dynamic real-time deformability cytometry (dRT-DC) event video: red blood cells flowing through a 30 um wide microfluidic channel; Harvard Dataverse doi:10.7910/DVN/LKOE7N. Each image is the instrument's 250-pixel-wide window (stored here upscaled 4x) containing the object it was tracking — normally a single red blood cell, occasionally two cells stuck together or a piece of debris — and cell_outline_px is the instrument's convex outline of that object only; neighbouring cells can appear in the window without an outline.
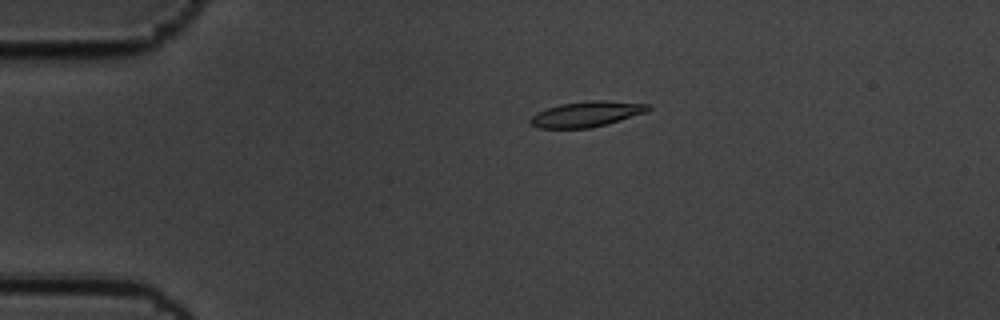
{"species": "common noctule bat (a hibernating species)", "species_latin": "Nyctalus noctula", "temperature_condition": "cold", "stored_images_in_passage": 6, "camera_frame_rate_fps": 3000, "um_per_image_px": 0.085, "animal": {"sex": "male", "body_mass_g": 19.5, "forearm_length_mm": 54.6}, "frame": {"image": 1, "passage_image": 4, "time_ms": 1.0, "image_size_px": [1000, 320], "cell_outline_px": [[652, 108], [648, 112], [608, 124], [592, 128], [536, 128], [528, 120], [536, 112], [560, 104], [588, 100], [604, 100], [648, 104]], "centroid_in_image_um": [49.88, 9.7], "position_along_channel_um": 35.1, "area_um2": 17.69}}
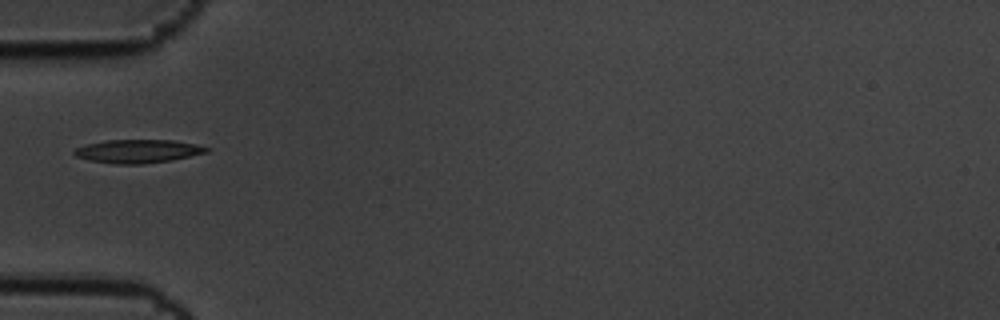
{"frame": {"image": 2, "passage_image": 6, "time_ms": 1.667, "image_size_px": [1000, 320], "cell_outline_px": [[212, 148], [208, 152], [172, 160], [140, 164], [116, 164], [92, 160], [76, 156], [72, 152], [76, 148], [84, 144], [108, 140], [172, 140], [196, 144]], "centroid_in_image_um": [11.75, 12.84], "position_along_channel_um": 73.3, "area_um2": 17.98}}